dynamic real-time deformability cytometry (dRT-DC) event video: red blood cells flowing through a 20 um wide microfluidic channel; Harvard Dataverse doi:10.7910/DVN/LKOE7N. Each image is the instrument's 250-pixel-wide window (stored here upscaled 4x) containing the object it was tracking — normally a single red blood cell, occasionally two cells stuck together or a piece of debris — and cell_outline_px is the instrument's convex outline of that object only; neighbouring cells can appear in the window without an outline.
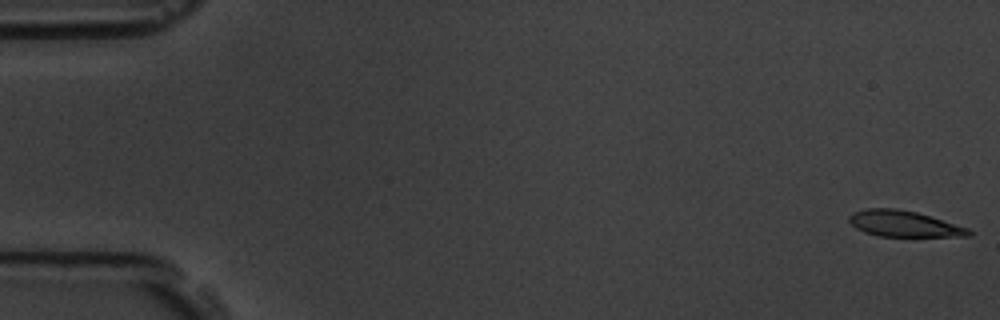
{"species": "common noctule bat (a hibernating species)", "species_latin": "Nyctalus noctula", "temperature_condition": "room temperature", "stored_images_in_passage": 10, "camera_frame_rate_fps": 3000, "um_per_image_px": 0.085, "animal": {"sex": "male", "body_mass_g": 19.5, "forearm_length_mm": 54.6}, "frame": {"image": 1, "passage_image": 1, "time_ms": 0.0, "image_size_px": [1000, 320], "cell_outline_px": [[972, 236], [880, 236], [864, 232], [856, 228], [848, 220], [848, 216], [852, 212], [868, 208], [896, 208], [916, 212], [968, 228], [972, 232]], "centroid_in_image_um": [76.79, 19.01], "position_along_channel_um": 8.2, "area_um2": 17.98}}
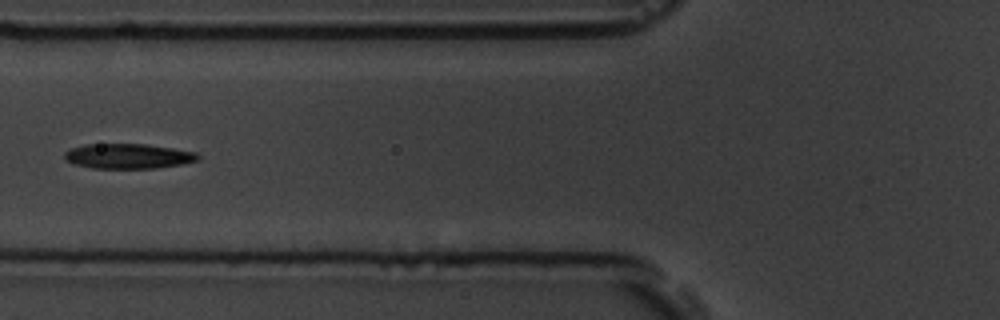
{"frame": {"image": 2, "passage_image": 7, "time_ms": 7.0, "image_size_px": [1000, 320], "cell_outline_px": [[200, 160], [180, 164], [156, 168], [92, 168], [76, 164], [64, 160], [64, 152], [72, 148], [84, 144], [148, 144], [196, 152], [200, 156]], "centroid_in_image_um": [10.89, 13.27], "position_along_channel_um": 114.9, "area_um2": 19.42}}
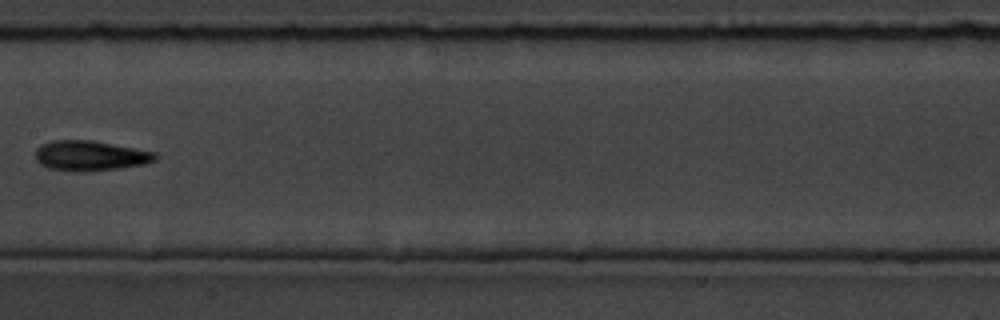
{"frame": {"image": 3, "passage_image": 9, "time_ms": 9.333, "image_size_px": [1000, 320], "cell_outline_px": [[160, 156], [156, 160], [144, 164], [88, 172], [76, 172], [48, 168], [40, 164], [36, 160], [36, 148], [40, 144], [52, 140], [92, 140], [156, 152]], "centroid_in_image_um": [7.66, 13.23], "position_along_channel_um": 199.7, "area_um2": 21.21}}